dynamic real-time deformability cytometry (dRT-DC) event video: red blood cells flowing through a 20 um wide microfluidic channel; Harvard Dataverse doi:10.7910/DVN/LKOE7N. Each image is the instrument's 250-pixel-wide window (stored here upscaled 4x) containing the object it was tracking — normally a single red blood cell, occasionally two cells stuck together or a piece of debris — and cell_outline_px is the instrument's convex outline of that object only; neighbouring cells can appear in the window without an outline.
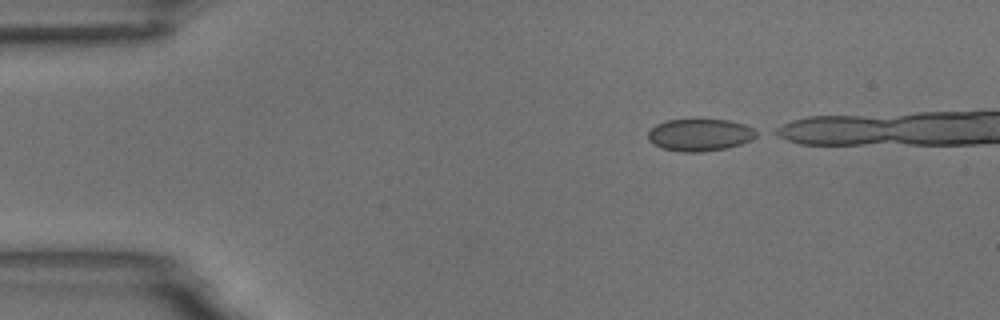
{"species": "common noctule bat (a hibernating species)", "species_latin": "Nyctalus noctula", "temperature_condition": "room temperature", "stored_images_in_passage": 13, "camera_frame_rate_fps": 3000, "um_per_image_px": 0.085, "animal": {"sex": "male", "body_mass_g": 18.8}, "frame": {"image": 1, "passage_image": 1, "time_ms": 0.0, "image_size_px": [1000, 320], "cell_outline_px": [[760, 136], [752, 140], [740, 144], [724, 148], [704, 152], [680, 152], [660, 148], [652, 144], [648, 140], [648, 132], [656, 124], [668, 120], [728, 120], [744, 124], [760, 132]], "centroid_in_image_um": [59.5, 11.48], "position_along_channel_um": 25.5, "area_um2": 20.52}}